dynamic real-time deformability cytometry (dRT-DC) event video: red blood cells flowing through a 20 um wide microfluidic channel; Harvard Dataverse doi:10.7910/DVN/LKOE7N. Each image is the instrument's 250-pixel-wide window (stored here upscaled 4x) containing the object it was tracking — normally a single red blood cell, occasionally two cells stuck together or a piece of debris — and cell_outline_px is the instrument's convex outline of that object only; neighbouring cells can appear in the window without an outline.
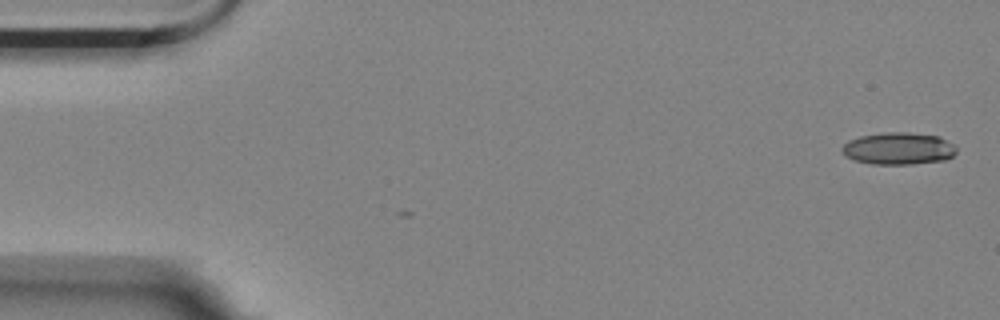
{"species": "Egyptian fruit bat (a non-hibernating species)", "species_latin": "Rousettus aegyptiacus", "temperature_condition": "room temperature", "stored_images_in_passage": 2, "camera_frame_rate_fps": 3000, "um_per_image_px": 0.085, "animal": {"sex": "female"}, "frame": {"image": 1, "passage_image": 2, "time_ms": 0.333, "image_size_px": [1000, 320], "cell_outline_px": [[956, 152], [952, 156], [944, 160], [912, 164], [872, 164], [852, 160], [844, 156], [840, 152], [840, 148], [848, 140], [860, 136], [880, 132], [908, 132], [940, 136], [952, 144], [956, 148]], "centroid_in_image_um": [76.31, 12.62], "position_along_channel_um": 8.7, "area_um2": 21.73}}